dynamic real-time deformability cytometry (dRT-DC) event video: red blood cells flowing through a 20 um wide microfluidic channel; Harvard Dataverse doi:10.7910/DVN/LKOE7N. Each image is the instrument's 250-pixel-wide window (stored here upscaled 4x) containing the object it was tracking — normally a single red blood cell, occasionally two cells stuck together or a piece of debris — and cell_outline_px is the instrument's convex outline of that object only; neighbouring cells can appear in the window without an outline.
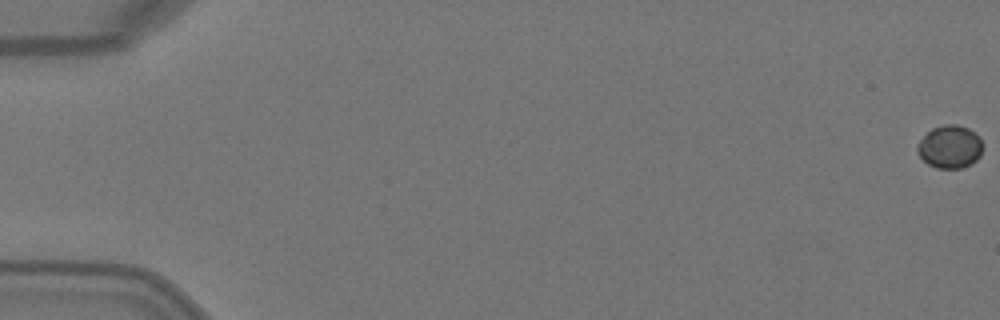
{"species": "Egyptian fruit bat (a non-hibernating species)", "species_latin": "Rousettus aegyptiacus", "temperature_condition": "warm", "stored_images_in_passage": 4, "camera_frame_rate_fps": 3000, "um_per_image_px": 0.085, "animal": {"sex": "female"}, "frame": {"image": 1, "passage_image": 1, "time_ms": 0.0, "image_size_px": [1000, 320], "cell_outline_px": [[980, 156], [972, 164], [960, 168], [936, 168], [928, 164], [920, 156], [916, 148], [916, 144], [932, 128], [944, 124], [956, 124], [968, 128], [980, 136]], "centroid_in_image_um": [80.72, 12.47], "position_along_channel_um": 4.3, "area_um2": 16.24}}